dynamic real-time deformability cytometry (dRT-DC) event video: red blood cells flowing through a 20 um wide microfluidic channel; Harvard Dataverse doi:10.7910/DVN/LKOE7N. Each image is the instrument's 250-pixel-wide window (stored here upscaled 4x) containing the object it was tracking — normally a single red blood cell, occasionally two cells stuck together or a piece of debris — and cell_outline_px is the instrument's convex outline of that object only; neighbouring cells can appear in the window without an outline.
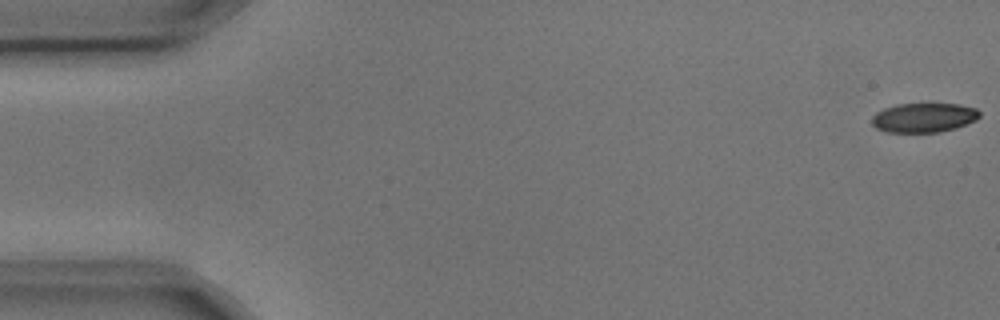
{"species": "common noctule bat (a hibernating species)", "species_latin": "Nyctalus noctula", "temperature_condition": "cold", "stored_images_in_passage": 5, "camera_frame_rate_fps": 3000, "um_per_image_px": 0.085, "animal": {"sex": "male", "body_mass_g": 17.9, "forearm_length_mm": 54.2}, "frame": {"image": 1, "passage_image": 1, "time_ms": 0.0, "image_size_px": [1000, 320], "cell_outline_px": [[980, 116], [976, 120], [956, 128], [940, 132], [888, 132], [876, 128], [872, 124], [872, 116], [876, 112], [884, 108], [896, 104], [960, 104], [976, 108], [980, 112]], "centroid_in_image_um": [78.53, 9.99], "position_along_channel_um": 6.5, "area_um2": 18.5}}